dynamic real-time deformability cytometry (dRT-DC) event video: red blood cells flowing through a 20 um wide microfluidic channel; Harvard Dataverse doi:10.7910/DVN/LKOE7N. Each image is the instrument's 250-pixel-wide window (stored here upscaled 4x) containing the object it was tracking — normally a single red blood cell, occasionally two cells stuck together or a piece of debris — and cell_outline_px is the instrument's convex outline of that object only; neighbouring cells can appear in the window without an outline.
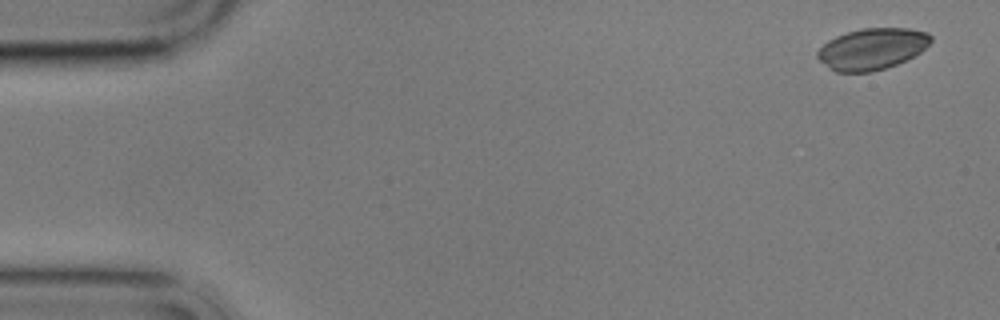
{"species": "common noctule bat (a hibernating species)", "species_latin": "Nyctalus noctula", "temperature_condition": "cold", "stored_images_in_passage": 4, "camera_frame_rate_fps": 3000, "um_per_image_px": 0.085, "animal": {"sex": "male", "body_mass_g": 17.9}, "frame": {"image": 1, "passage_image": 1, "time_ms": 0.0, "image_size_px": [1000, 320], "cell_outline_px": [[932, 40], [920, 52], [896, 64], [872, 72], [836, 72], [828, 68], [816, 56], [816, 52], [828, 40], [836, 36], [848, 32], [864, 28], [908, 28], [928, 32], [932, 36]], "centroid_in_image_um": [74.11, 4.15], "position_along_channel_um": 10.9, "area_um2": 27.17}}